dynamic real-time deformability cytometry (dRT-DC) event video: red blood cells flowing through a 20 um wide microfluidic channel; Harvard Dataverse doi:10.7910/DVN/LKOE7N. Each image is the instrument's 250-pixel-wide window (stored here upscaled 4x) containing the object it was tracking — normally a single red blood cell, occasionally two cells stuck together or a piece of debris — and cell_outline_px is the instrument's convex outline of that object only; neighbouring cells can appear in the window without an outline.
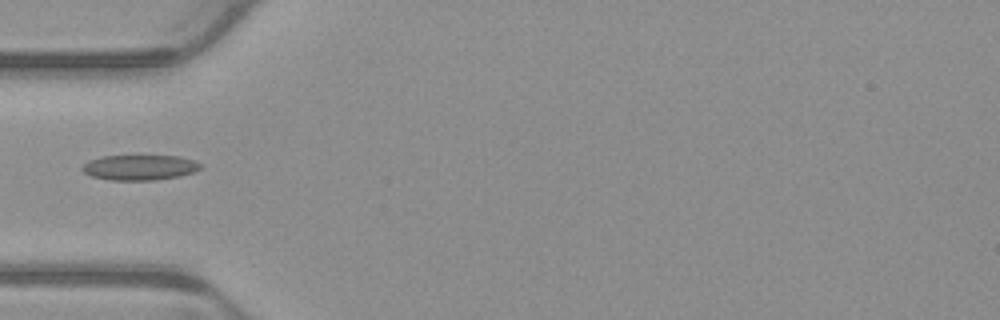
{"species": "common noctule bat (a hibernating species)", "species_latin": "Nyctalus noctula", "temperature_condition": "warm", "stored_images_in_passage": 1, "camera_frame_rate_fps": 3000, "um_per_image_px": 0.085, "animal": {"sex": "male", "body_mass_g": 23.1, "forearm_length_mm": 52.7}, "frame": {"image": 1, "passage_image": 1, "time_ms": 0.0, "image_size_px": [1000, 320], "cell_outline_px": [[200, 168], [192, 172], [180, 176], [156, 180], [112, 180], [92, 176], [84, 172], [80, 168], [88, 160], [100, 156], [180, 156], [196, 160], [200, 164]], "centroid_in_image_um": [11.86, 14.23], "position_along_channel_um": 73.1, "area_um2": 17.4}}